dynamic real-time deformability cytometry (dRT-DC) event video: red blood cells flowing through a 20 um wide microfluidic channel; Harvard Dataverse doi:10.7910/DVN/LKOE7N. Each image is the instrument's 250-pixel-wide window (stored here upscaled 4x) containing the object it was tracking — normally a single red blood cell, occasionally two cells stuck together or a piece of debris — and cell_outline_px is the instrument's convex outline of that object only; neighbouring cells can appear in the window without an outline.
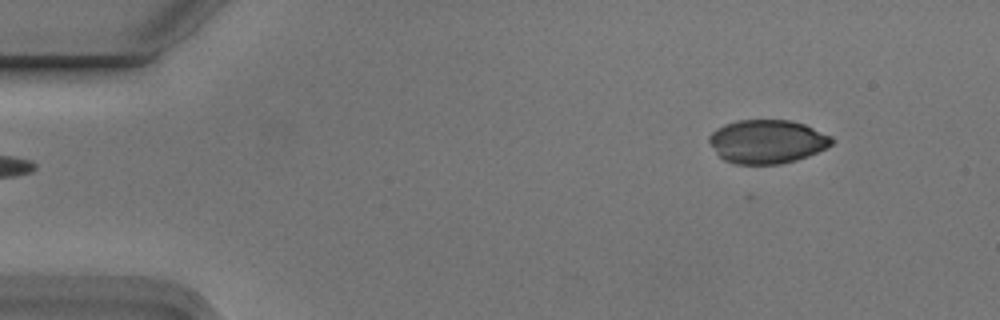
{"species": "Egyptian fruit bat (a non-hibernating species)", "species_latin": "Rousettus aegyptiacus", "temperature_condition": "cold", "stored_images_in_passage": 4, "camera_frame_rate_fps": 3000, "um_per_image_px": 0.085, "animal": {"sex": "male"}, "frame": {"image": 1, "passage_image": 1, "time_ms": 0.0, "image_size_px": [1000, 320], "cell_outline_px": [[836, 140], [828, 148], [808, 156], [796, 160], [780, 164], [736, 164], [724, 160], [716, 152], [708, 140], [708, 136], [716, 128], [724, 124], [740, 120], [788, 120], [804, 124], [832, 136]], "centroid_in_image_um": [65.23, 12.03], "position_along_channel_um": 19.8, "area_um2": 31.33}}